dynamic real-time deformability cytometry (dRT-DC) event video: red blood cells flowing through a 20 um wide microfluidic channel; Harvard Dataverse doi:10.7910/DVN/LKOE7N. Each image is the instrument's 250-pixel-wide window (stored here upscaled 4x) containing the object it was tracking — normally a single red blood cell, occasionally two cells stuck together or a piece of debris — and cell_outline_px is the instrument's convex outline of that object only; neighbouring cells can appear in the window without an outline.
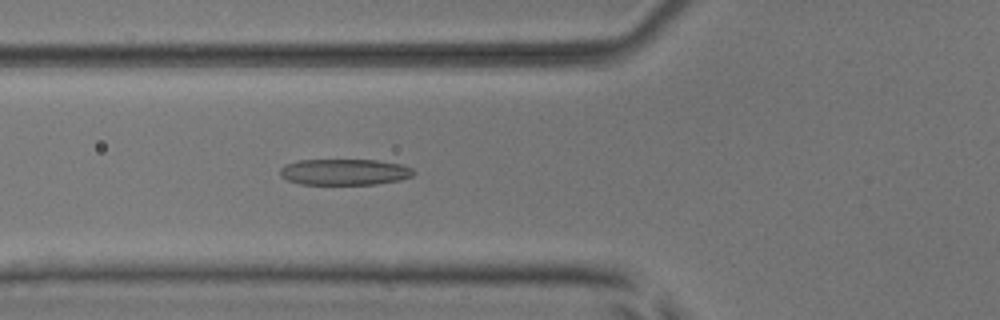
{"species": "common noctule bat (a hibernating species)", "species_latin": "Nyctalus noctula", "temperature_condition": "room temperature", "stored_images_in_passage": 5, "camera_frame_rate_fps": 3000, "um_per_image_px": 0.085, "animal": {"sex": "male", "body_mass_g": 17.9, "forearm_length_mm": 54.2}, "frame": {"image": 1, "passage_image": 5, "time_ms": 5.333, "image_size_px": [1000, 320], "cell_outline_px": [[416, 172], [412, 176], [400, 180], [376, 184], [300, 184], [288, 180], [280, 176], [280, 168], [284, 164], [300, 160], [376, 160], [400, 164], [412, 168]], "centroid_in_image_um": [29.28, 14.62], "position_along_channel_um": 96.5, "area_um2": 20.35}}